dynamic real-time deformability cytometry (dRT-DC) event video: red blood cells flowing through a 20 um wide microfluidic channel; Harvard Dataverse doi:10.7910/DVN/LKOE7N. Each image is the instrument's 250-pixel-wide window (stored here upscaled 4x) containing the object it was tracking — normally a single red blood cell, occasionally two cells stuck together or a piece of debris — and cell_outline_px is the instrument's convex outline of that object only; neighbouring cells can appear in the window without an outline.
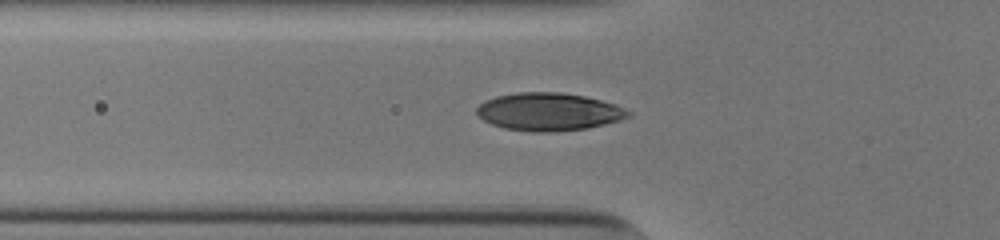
{"species": "human", "species_latin": "Homo sapiens", "temperature_condition": "cold", "stored_images_in_passage": 37, "camera_frame_rate_fps": 3000, "um_per_image_px": 0.085, "donor": {"sex": "male"}, "frame": {"image": 1, "passage_image": 3, "time_ms": 0.667, "image_size_px": [1000, 240], "cell_outline_px": [[632, 116], [620, 120], [588, 128], [548, 132], [532, 132], [504, 128], [492, 124], [484, 120], [476, 112], [476, 108], [484, 100], [496, 96], [516, 92], [560, 92], [584, 96], [616, 104], [632, 112]], "centroid_in_image_um": [46.65, 9.49], "position_along_channel_um": 79.1, "area_um2": 33.47}}
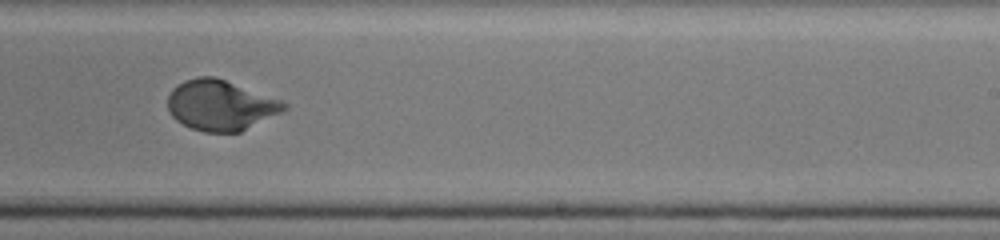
{"frame": {"image": 2, "passage_image": 18, "time_ms": 5.667, "image_size_px": [1000, 240], "cell_outline_px": [[288, 108], [240, 132], [204, 132], [192, 128], [176, 120], [168, 112], [168, 96], [172, 88], [184, 80], [200, 76], [216, 76], [280, 100], [288, 104]], "centroid_in_image_um": [18.71, 8.93], "position_along_channel_um": 270.3, "area_um2": 33.93}}
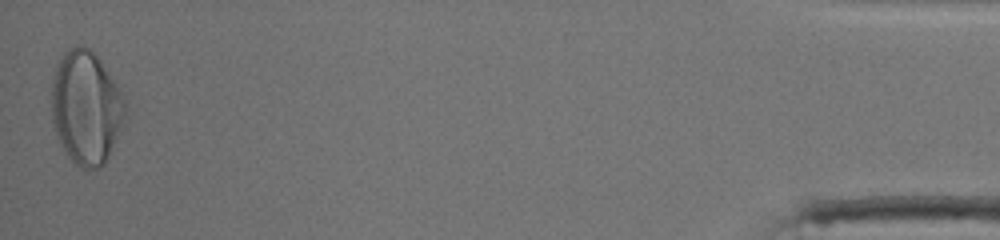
{"frame": {"image": 3, "passage_image": 37, "time_ms": 12.0, "image_size_px": [1000, 240], "cell_outline_px": [[124, 124], [104, 164], [100, 168], [80, 168], [68, 156], [52, 124], [52, 80], [56, 64], [64, 52], [68, 48], [76, 44], [80, 44], [88, 48], [100, 60], [120, 92], [124, 100]], "centroid_in_image_um": [7.29, 9.13], "position_along_channel_um": 427.9, "area_um2": 48.21}, "authors_computed_cell_mechanics": {"area_um2": 34.2176, "velocity_mm_per_s": 3.82, "shape_relaxation_time_tau1_ms": 4.1124, "shape_relaxation_time_tau2_ms": null, "deformation_change_tau1": 0.1917, "deformation_change_tau2": null}}